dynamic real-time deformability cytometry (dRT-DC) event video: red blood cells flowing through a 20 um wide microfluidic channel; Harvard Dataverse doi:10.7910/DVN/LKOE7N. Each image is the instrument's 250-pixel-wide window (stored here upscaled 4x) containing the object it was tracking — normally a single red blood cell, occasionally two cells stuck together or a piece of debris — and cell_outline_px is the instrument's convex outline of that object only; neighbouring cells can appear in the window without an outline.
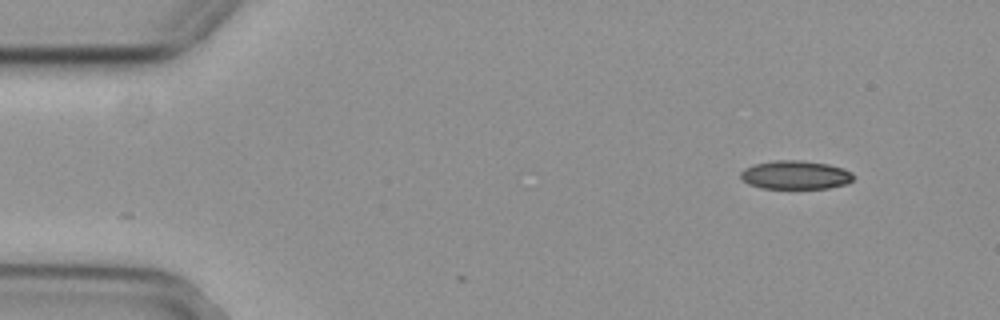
{"species": "common noctule bat (a hibernating species)", "species_latin": "Nyctalus noctula", "temperature_condition": "cold", "stored_images_in_passage": 20, "camera_frame_rate_fps": 3000, "um_per_image_px": 0.085, "animal": {"sex": "female", "body_mass_g": 29.2, "forearm_length_mm": 56.3}, "frame": {"image": 1, "passage_image": 1, "time_ms": 0.0, "image_size_px": [1000, 320], "cell_outline_px": [[856, 176], [848, 184], [828, 188], [760, 188], [748, 184], [740, 176], [740, 172], [744, 168], [752, 164], [776, 160], [800, 160], [828, 164], [844, 168], [852, 172]], "centroid_in_image_um": [67.63, 14.86], "position_along_channel_um": 17.4, "area_um2": 19.02}}
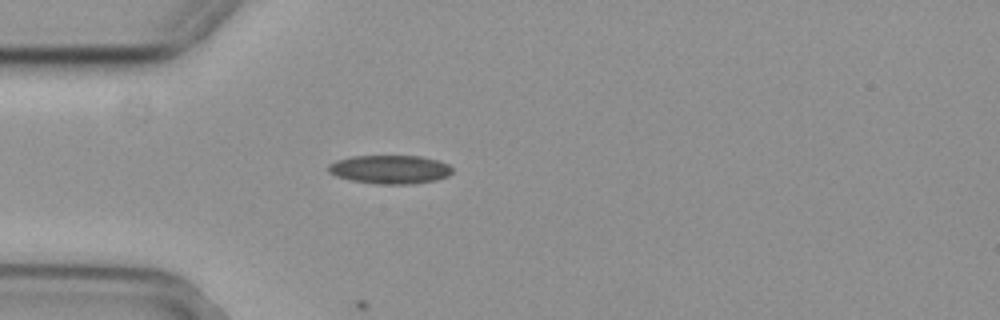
{"frame": {"image": 2, "passage_image": 11, "time_ms": 3.333, "image_size_px": [1000, 320], "cell_outline_px": [[452, 172], [448, 176], [436, 180], [412, 184], [380, 184], [352, 180], [336, 176], [328, 172], [328, 164], [336, 160], [352, 156], [420, 156], [436, 160], [448, 164], [452, 168]], "centroid_in_image_um": [33.14, 14.4], "position_along_channel_um": 51.9, "area_um2": 20.63}}